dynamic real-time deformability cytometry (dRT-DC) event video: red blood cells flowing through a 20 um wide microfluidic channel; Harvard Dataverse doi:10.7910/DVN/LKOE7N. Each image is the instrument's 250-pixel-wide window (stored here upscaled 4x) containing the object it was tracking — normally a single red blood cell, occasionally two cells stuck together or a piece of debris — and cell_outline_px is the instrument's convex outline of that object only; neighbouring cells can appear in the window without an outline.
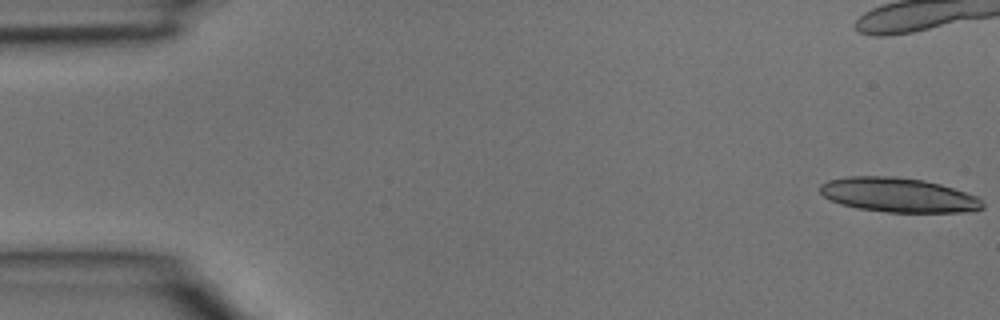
{"species": "common noctule bat (a hibernating species)", "species_latin": "Nyctalus noctula", "temperature_condition": "room temperature", "stored_images_in_passage": 6, "camera_frame_rate_fps": 3000, "um_per_image_px": 0.085, "animal": {"sex": "male", "body_mass_g": 15.6}, "frame": {"image": 1, "passage_image": 1, "time_ms": 0.0, "image_size_px": [1000, 320], "cell_outline_px": [[984, 208], [976, 212], [888, 212], [856, 208], [840, 204], [824, 196], [820, 192], [820, 184], [828, 180], [848, 176], [896, 176], [924, 180], [940, 184], [976, 196], [984, 204]], "centroid_in_image_um": [76.37, 16.58], "position_along_channel_um": 8.6, "area_um2": 32.71}}